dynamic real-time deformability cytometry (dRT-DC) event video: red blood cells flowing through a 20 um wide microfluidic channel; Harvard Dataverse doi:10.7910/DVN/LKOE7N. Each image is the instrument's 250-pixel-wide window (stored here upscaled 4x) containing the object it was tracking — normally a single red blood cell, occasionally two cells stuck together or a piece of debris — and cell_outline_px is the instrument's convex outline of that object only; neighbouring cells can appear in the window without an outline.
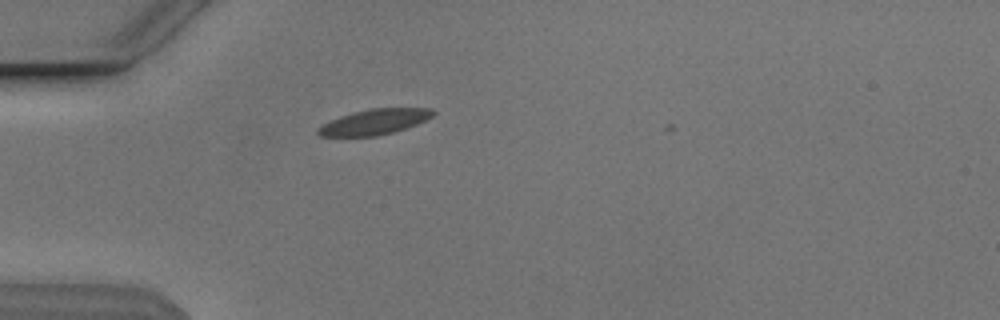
{"species": "Egyptian fruit bat (a non-hibernating species)", "species_latin": "Rousettus aegyptiacus", "temperature_condition": "cold", "stored_images_in_passage": 33, "camera_frame_rate_fps": 3000, "um_per_image_px": 0.085, "animal": {"sex": "male"}, "frame": {"image": 1, "passage_image": 1, "time_ms": 0.0, "image_size_px": [1000, 320], "cell_outline_px": [[436, 112], [432, 116], [416, 124], [392, 132], [376, 136], [320, 136], [316, 132], [316, 128], [340, 116], [352, 112], [368, 108], [432, 108]], "centroid_in_image_um": [31.81, 10.35], "position_along_channel_um": 53.2, "area_um2": 16.88}}
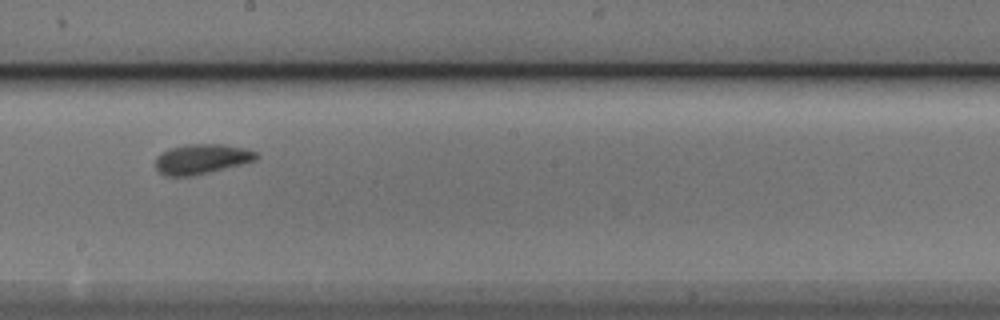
{"frame": {"image": 2, "passage_image": 16, "time_ms": 5.0, "image_size_px": [1000, 320], "cell_outline_px": [[260, 156], [256, 160], [244, 164], [192, 176], [164, 176], [156, 168], [156, 156], [168, 148], [184, 144], [224, 144], [244, 148], [256, 152]], "centroid_in_image_um": [17.14, 13.51], "position_along_channel_um": 231.1, "area_um2": 17.8}}
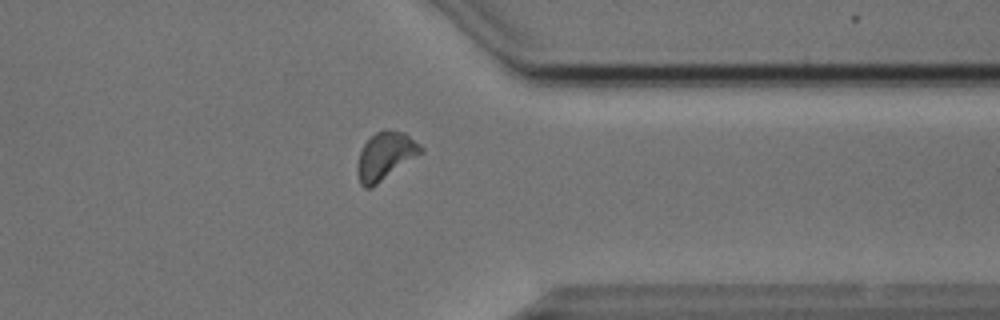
{"frame": {"image": 3, "passage_image": 28, "time_ms": 9.0, "image_size_px": [1000, 320], "cell_outline_px": [[424, 152], [372, 188], [364, 188], [360, 184], [356, 172], [356, 168], [360, 152], [364, 144], [376, 132], [384, 128], [388, 128], [404, 132], [420, 144], [424, 148]], "centroid_in_image_um": [32.76, 13.26], "position_along_channel_um": 378.6, "area_um2": 17.98}, "authors_computed_cell_mechanics": {"area_um2": 16.9932, "velocity_mm_per_s": 3.8026, "shape_relaxation_time_tau1_ms": 2.8406, "shape_relaxation_time_tau2_ms": 3.2145, "deformation_change_tau1": 0.0911, "deformation_change_tau2": 0.0856}}